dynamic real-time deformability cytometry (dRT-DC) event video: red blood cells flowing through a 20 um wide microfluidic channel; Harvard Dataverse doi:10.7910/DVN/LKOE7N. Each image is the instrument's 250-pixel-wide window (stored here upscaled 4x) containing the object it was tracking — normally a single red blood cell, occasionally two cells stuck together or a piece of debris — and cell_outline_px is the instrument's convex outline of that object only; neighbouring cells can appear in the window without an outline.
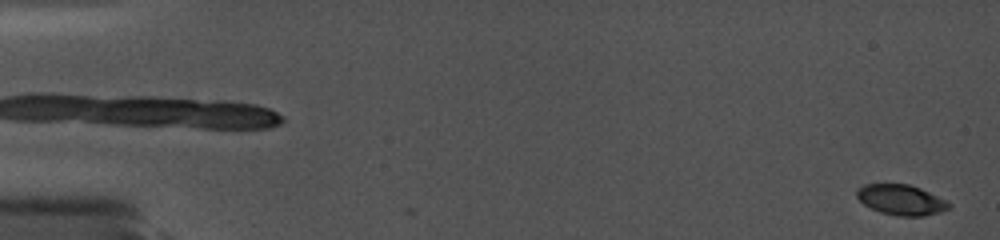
{"species": "common noctule bat (a hibernating species)", "species_latin": "Nyctalus noctula", "temperature_condition": "cold", "stored_images_in_passage": 65, "camera_frame_rate_fps": 5000, "um_per_image_px": 0.085, "animal": {"sex": "female", "body_mass_g": 19.0, "forearm_length_mm": 56.7}, "frame": {"image": 1, "passage_image": 3, "time_ms": 0.4, "image_size_px": [1000, 240], "cell_outline_px": [[952, 208], [940, 212], [924, 216], [900, 216], [880, 212], [864, 204], [856, 196], [856, 188], [864, 184], [908, 184], [920, 188], [952, 204]], "centroid_in_image_um": [76.59, 16.99], "position_along_channel_um": 8.4, "area_um2": 16.24}}
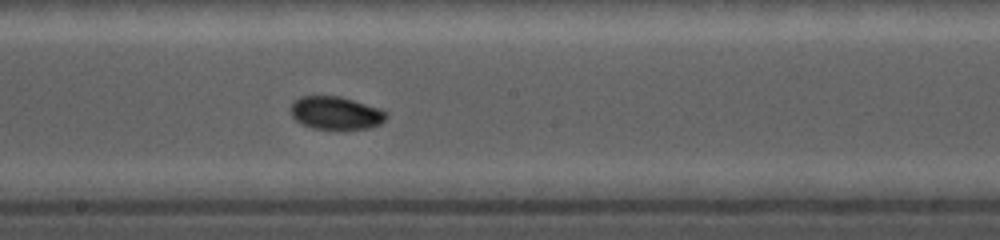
{"frame": {"image": 2, "passage_image": 39, "time_ms": 10.4, "image_size_px": [1000, 240], "cell_outline_px": [[388, 116], [380, 124], [368, 128], [312, 128], [296, 120], [292, 116], [292, 104], [300, 96], [340, 96], [380, 108], [388, 112]], "centroid_in_image_um": [28.58, 9.59], "position_along_channel_um": 219.6, "area_um2": 18.03}}
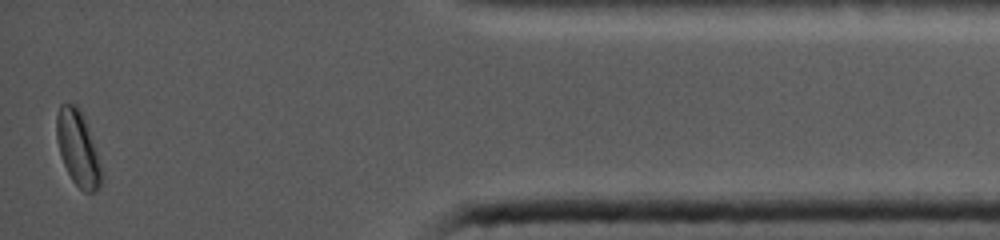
{"frame": {"image": 3, "passage_image": 64, "time_ms": 16.8, "image_size_px": [1000, 240], "cell_outline_px": [[100, 188], [96, 192], [84, 192], [72, 180], [60, 156], [56, 136], [56, 116], [60, 104], [76, 104], [80, 108], [96, 152], [100, 168]], "centroid_in_image_um": [6.58, 12.6], "position_along_channel_um": 428.6, "area_um2": 19.13}}